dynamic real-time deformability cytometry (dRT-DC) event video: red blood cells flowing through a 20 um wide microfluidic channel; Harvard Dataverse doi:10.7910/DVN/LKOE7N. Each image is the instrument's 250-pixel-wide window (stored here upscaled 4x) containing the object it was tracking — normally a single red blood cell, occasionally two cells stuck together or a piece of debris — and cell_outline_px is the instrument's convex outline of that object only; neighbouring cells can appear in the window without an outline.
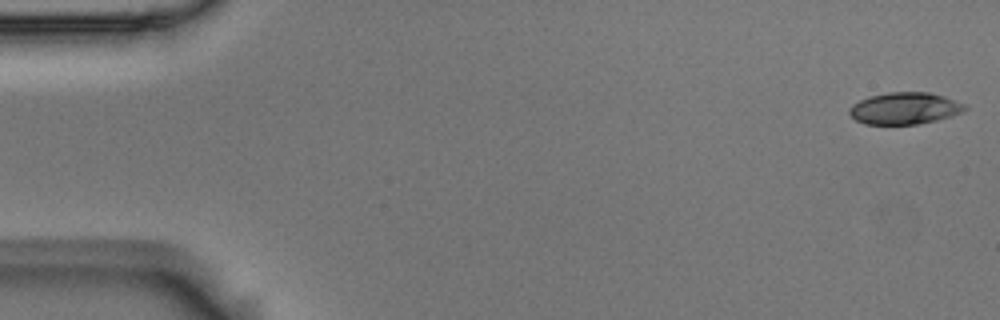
{"species": "Egyptian fruit bat (a non-hibernating species)", "species_latin": "Rousettus aegyptiacus", "temperature_condition": "room temperature", "stored_images_in_passage": 54, "camera_frame_rate_fps": 3000, "um_per_image_px": 0.085, "animal": {"sex": "male"}, "frame": {"image": 1, "passage_image": 1, "time_ms": 0.0, "image_size_px": [1000, 320], "cell_outline_px": [[968, 108], [952, 116], [936, 120], [916, 124], [864, 124], [856, 120], [848, 112], [848, 108], [852, 104], [868, 96], [888, 92], [928, 92], [944, 96], [964, 104]], "centroid_in_image_um": [76.86, 9.2], "position_along_channel_um": 8.1, "area_um2": 21.39}}
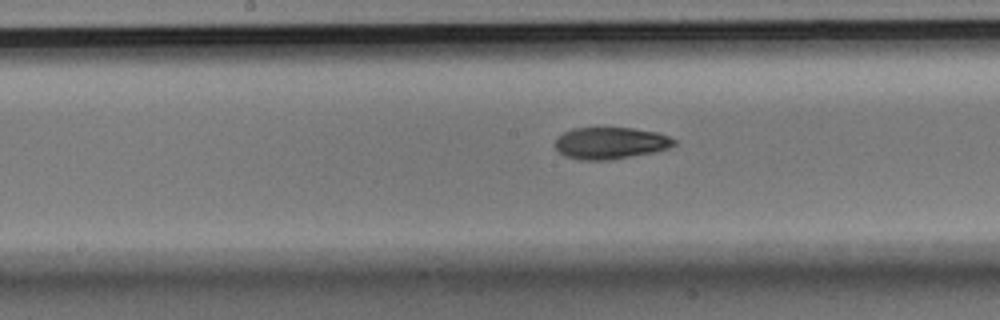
{"frame": {"image": 2, "passage_image": 27, "time_ms": 8.667, "image_size_px": [1000, 320], "cell_outline_px": [[676, 144], [668, 148], [652, 152], [608, 160], [580, 160], [564, 156], [556, 148], [556, 140], [564, 132], [572, 128], [632, 128], [656, 132], [668, 136], [676, 140]], "centroid_in_image_um": [51.88, 12.16], "position_along_channel_um": 196.3, "area_um2": 21.79}}
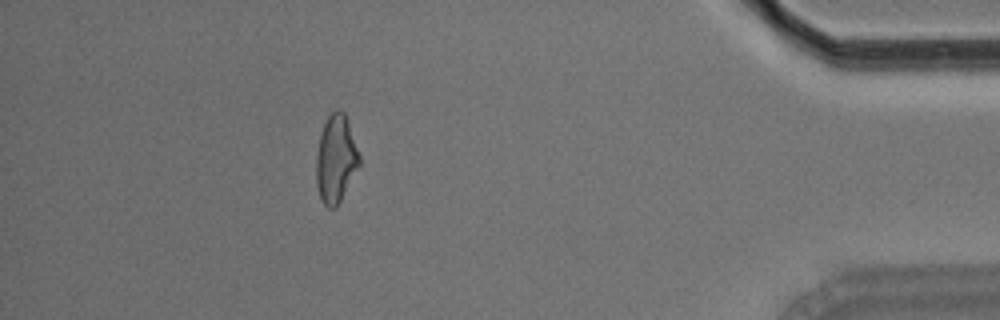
{"frame": {"image": 3, "passage_image": 48, "time_ms": 15.667, "image_size_px": [1000, 320], "cell_outline_px": [[360, 164], [336, 208], [328, 208], [320, 200], [316, 184], [316, 156], [320, 136], [324, 124], [328, 116], [336, 108], [340, 108], [344, 112], [360, 156]], "centroid_in_image_um": [28.53, 13.52], "position_along_channel_um": 406.7, "area_um2": 21.91}, "authors_computed_cell_mechanics": {"area_um2": 22.0218, "velocity_mm_per_s": 3.7165, "shape_relaxation_time_tau1_ms": 5.2621, "shape_relaxation_time_tau2_ms": 2.8465, "deformation_change_tau1": 0.1518, "deformation_change_tau2": 0.0901}}